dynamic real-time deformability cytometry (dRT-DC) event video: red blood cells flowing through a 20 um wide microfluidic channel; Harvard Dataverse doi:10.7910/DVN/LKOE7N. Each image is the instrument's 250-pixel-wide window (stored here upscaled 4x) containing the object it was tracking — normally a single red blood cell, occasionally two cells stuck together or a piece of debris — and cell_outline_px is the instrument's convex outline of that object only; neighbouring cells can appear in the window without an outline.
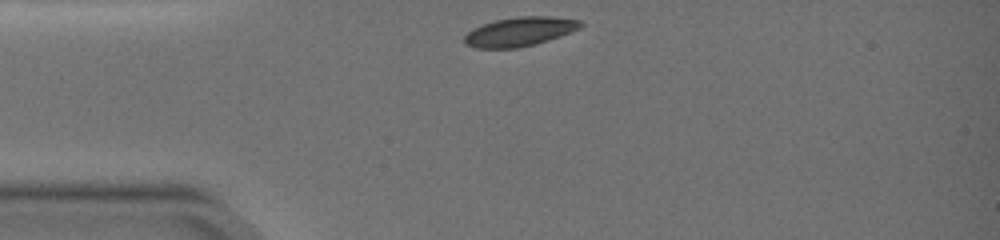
{"species": "common noctule bat (a hibernating species)", "species_latin": "Nyctalus noctula", "temperature_condition": "warm", "stored_images_in_passage": 14, "camera_frame_rate_fps": 3000, "um_per_image_px": 0.085, "animal": {"sex": "female", "body_mass_g": 19.0, "forearm_length_mm": 51.5}, "frame": {"image": 1, "passage_image": 1, "time_ms": 0.0, "image_size_px": [1000, 240], "cell_outline_px": [[584, 24], [580, 28], [560, 36], [536, 44], [516, 48], [476, 48], [464, 44], [464, 36], [468, 32], [484, 24], [496, 20], [516, 16], [552, 16], [580, 20]], "centroid_in_image_um": [44.19, 2.69], "position_along_channel_um": 40.8, "area_um2": 19.65}}
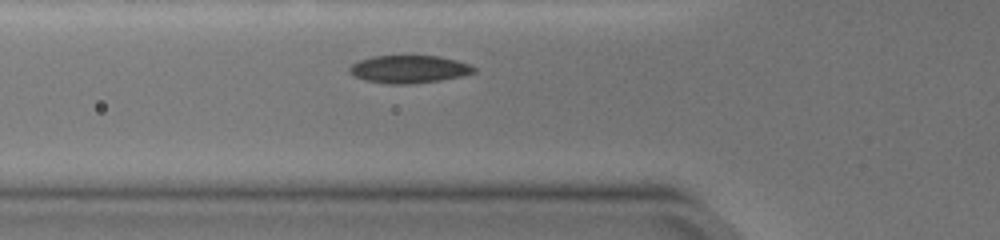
{"frame": {"image": 2, "passage_image": 7, "time_ms": 2.0, "image_size_px": [1000, 240], "cell_outline_px": [[476, 72], [464, 76], [440, 80], [412, 84], [388, 84], [364, 80], [348, 72], [348, 68], [352, 64], [360, 60], [372, 56], [440, 56], [456, 60], [468, 64], [476, 68]], "centroid_in_image_um": [34.77, 5.89], "position_along_channel_um": 91.0, "area_um2": 20.17}}
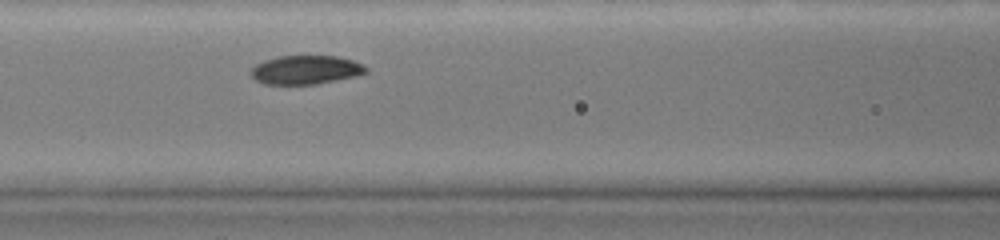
{"frame": {"image": 3, "passage_image": 11, "time_ms": 3.333, "image_size_px": [1000, 240], "cell_outline_px": [[368, 72], [356, 76], [316, 84], [264, 84], [256, 80], [252, 76], [252, 68], [256, 64], [264, 60], [280, 56], [336, 56], [352, 60], [364, 64], [368, 68]], "centroid_in_image_um": [26.02, 5.93], "position_along_channel_um": 140.6, "area_um2": 19.25}}